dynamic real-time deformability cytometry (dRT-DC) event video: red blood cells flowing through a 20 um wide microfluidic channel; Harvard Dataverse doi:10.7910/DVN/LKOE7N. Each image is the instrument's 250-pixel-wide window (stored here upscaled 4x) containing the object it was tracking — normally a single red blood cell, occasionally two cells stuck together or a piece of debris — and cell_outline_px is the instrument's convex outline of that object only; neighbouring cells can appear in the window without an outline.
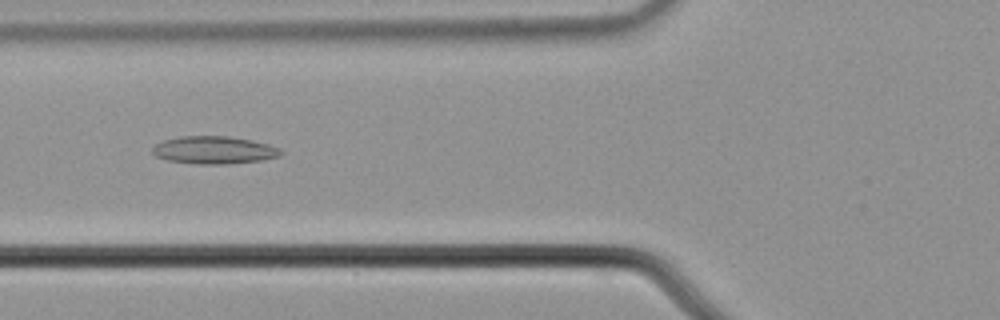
{"species": "common noctule bat (a hibernating species)", "species_latin": "Nyctalus noctula", "temperature_condition": "cold", "stored_images_in_passage": 43, "camera_frame_rate_fps": 3000, "um_per_image_px": 0.085, "animal": {"sex": "male", "body_mass_g": 21.5, "forearm_length_mm": 52.0}, "frame": {"image": 1, "passage_image": 9, "time_ms": 2.667, "image_size_px": [1000, 320], "cell_outline_px": [[284, 152], [280, 156], [264, 160], [228, 164], [196, 164], [168, 160], [156, 156], [152, 152], [152, 148], [156, 144], [164, 140], [180, 136], [228, 136], [252, 140], [268, 144], [280, 148]], "centroid_in_image_um": [18.23, 12.76], "position_along_channel_um": 107.6, "area_um2": 20.81}}
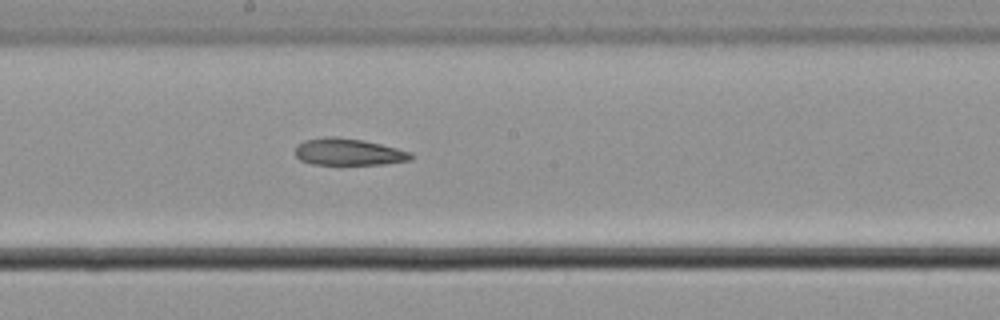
{"frame": {"image": 2, "passage_image": 18, "time_ms": 5.667, "image_size_px": [1000, 320], "cell_outline_px": [[412, 160], [384, 164], [312, 164], [300, 160], [296, 156], [296, 144], [304, 140], [324, 136], [332, 136], [364, 140], [412, 152]], "centroid_in_image_um": [29.6, 12.91], "position_along_channel_um": 218.6, "area_um2": 18.15}}
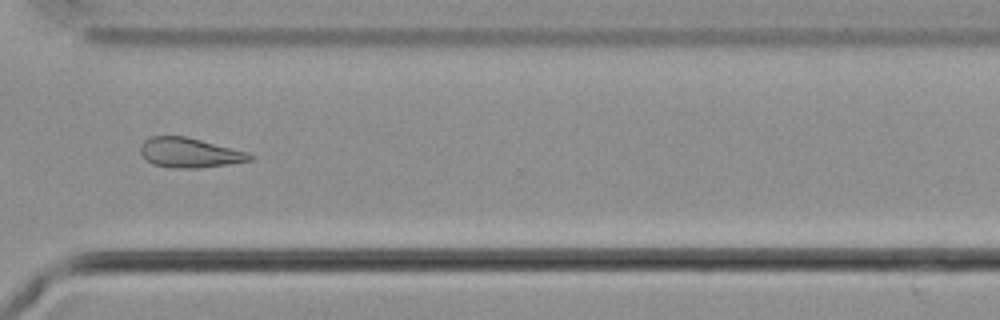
{"frame": {"image": 3, "passage_image": 29, "time_ms": 9.333, "image_size_px": [1000, 320], "cell_outline_px": [[256, 156], [252, 160], [228, 164], [200, 168], [180, 168], [152, 164], [140, 152], [140, 144], [144, 140], [152, 136], [188, 136], [248, 152]], "centroid_in_image_um": [16.14, 12.97], "position_along_channel_um": 354.5, "area_um2": 19.02}, "authors_computed_cell_mechanics": {"area_um2": 19.5364, "velocity_mm_per_s": 3.6915, "shape_relaxation_time_tau1_ms": null, "shape_relaxation_time_tau2_ms": 4.6368, "deformation_change_tau1": null, "deformation_change_tau2": 0.1227}}